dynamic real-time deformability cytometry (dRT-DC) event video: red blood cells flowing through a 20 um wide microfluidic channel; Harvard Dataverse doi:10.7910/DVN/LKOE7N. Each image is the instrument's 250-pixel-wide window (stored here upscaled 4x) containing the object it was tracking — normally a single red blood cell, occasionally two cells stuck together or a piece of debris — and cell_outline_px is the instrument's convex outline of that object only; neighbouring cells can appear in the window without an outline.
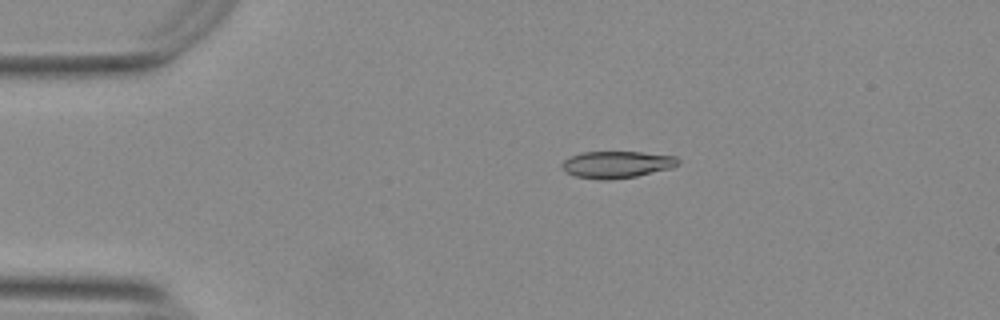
{"species": "Egyptian fruit bat (a non-hibernating species)", "species_latin": "Rousettus aegyptiacus", "temperature_condition": "warm", "stored_images_in_passage": 44, "camera_frame_rate_fps": 3000, "um_per_image_px": 0.085, "animal": {"sex": "female"}, "frame": {"image": 1, "passage_image": 1, "time_ms": 0.0, "image_size_px": [1000, 320], "cell_outline_px": [[680, 164], [672, 168], [636, 176], [608, 180], [600, 180], [576, 176], [560, 168], [560, 164], [564, 160], [580, 152], [640, 152], [676, 156], [680, 160]], "centroid_in_image_um": [52.44, 13.98], "position_along_channel_um": 32.6, "area_um2": 18.26}}
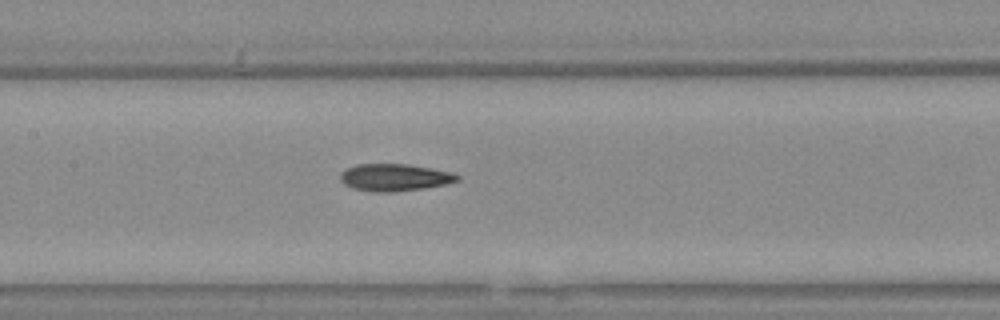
{"frame": {"image": 2, "passage_image": 16, "time_ms": 5.0, "image_size_px": [1000, 320], "cell_outline_px": [[460, 180], [444, 184], [424, 188], [392, 192], [372, 192], [352, 188], [344, 184], [340, 180], [340, 172], [356, 164], [408, 164], [448, 172], [460, 176]], "centroid_in_image_um": [33.48, 15.09], "position_along_channel_um": 173.9, "area_um2": 18.38}}
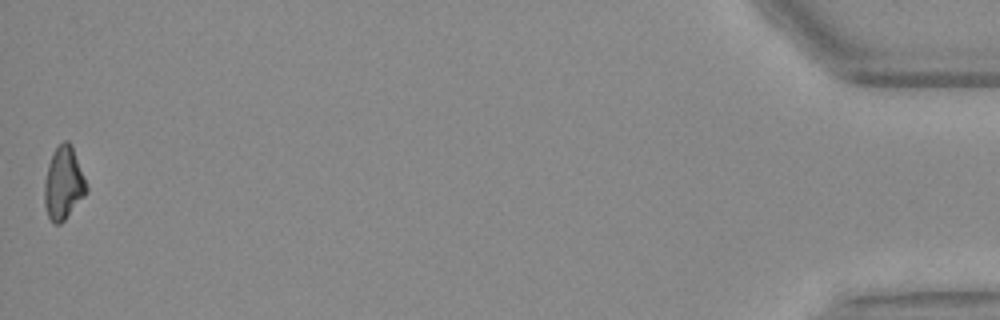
{"frame": {"image": 3, "passage_image": 44, "time_ms": 14.333, "image_size_px": [1000, 320], "cell_outline_px": [[88, 192], [64, 220], [60, 224], [52, 224], [48, 216], [44, 204], [44, 184], [48, 164], [52, 152], [64, 140], [68, 140], [72, 144], [88, 188]], "centroid_in_image_um": [5.39, 15.58], "position_along_channel_um": 429.8, "area_um2": 17.92}, "authors_computed_cell_mechanics": {"area_um2": 18.0914, "velocity_mm_per_s": 3.7783, "shape_relaxation_time_tau1_ms": 9.0912, "shape_relaxation_time_tau2_ms": 6.5204, "deformation_change_tau1": 0.2307, "deformation_change_tau2": 0.1569}}